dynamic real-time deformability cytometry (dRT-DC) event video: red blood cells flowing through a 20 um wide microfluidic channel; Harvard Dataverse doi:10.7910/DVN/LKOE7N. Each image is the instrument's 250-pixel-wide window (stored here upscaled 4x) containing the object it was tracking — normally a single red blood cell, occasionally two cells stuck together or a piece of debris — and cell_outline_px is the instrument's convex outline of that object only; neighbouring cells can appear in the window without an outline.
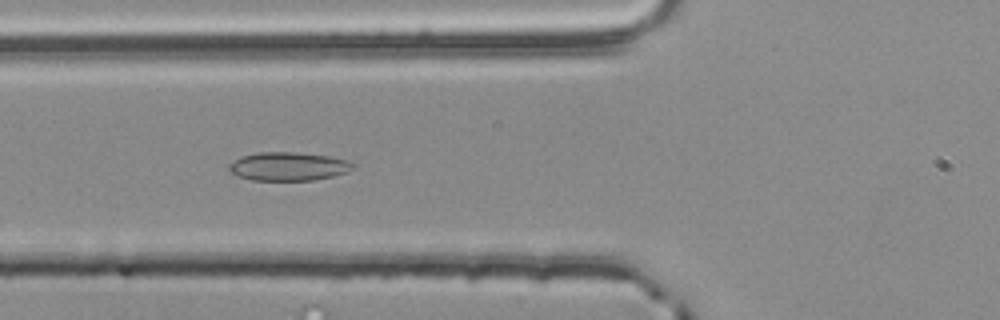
{"species": "common noctule bat (a hibernating species)", "species_latin": "Nyctalus noctula", "temperature_condition": "room temperature", "stored_images_in_passage": 55, "camera_frame_rate_fps": 3000, "um_per_image_px": 0.085, "animal": {"sex": "male", "body_mass_g": 20.4}, "frame": {"image": 1, "passage_image": 21, "time_ms": 6.667, "image_size_px": [1000, 320], "cell_outline_px": [[356, 168], [348, 172], [332, 176], [312, 180], [252, 180], [240, 176], [232, 172], [228, 168], [228, 164], [240, 156], [260, 152], [296, 152], [328, 156], [348, 160], [356, 164]], "centroid_in_image_um": [24.55, 14.13], "position_along_channel_um": 101.3, "area_um2": 20.63}}
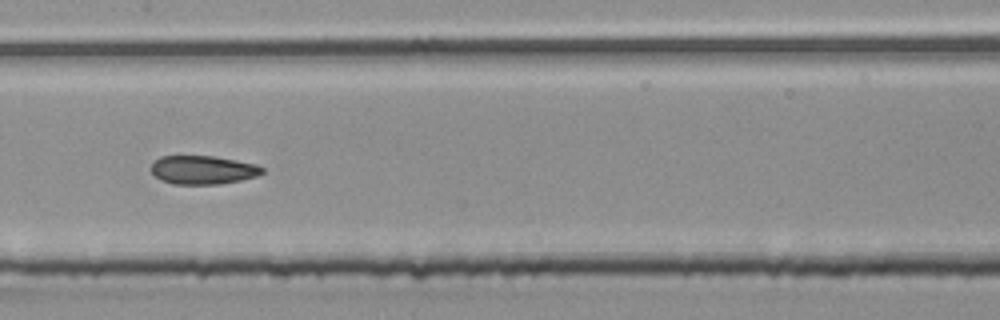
{"frame": {"image": 2, "passage_image": 28, "time_ms": 9.0, "image_size_px": [1000, 320], "cell_outline_px": [[264, 172], [256, 176], [240, 180], [220, 184], [172, 184], [160, 180], [152, 172], [152, 164], [160, 156], [216, 156], [256, 164], [264, 168]], "centroid_in_image_um": [17.26, 14.44], "position_along_channel_um": 190.1, "area_um2": 18.5}}
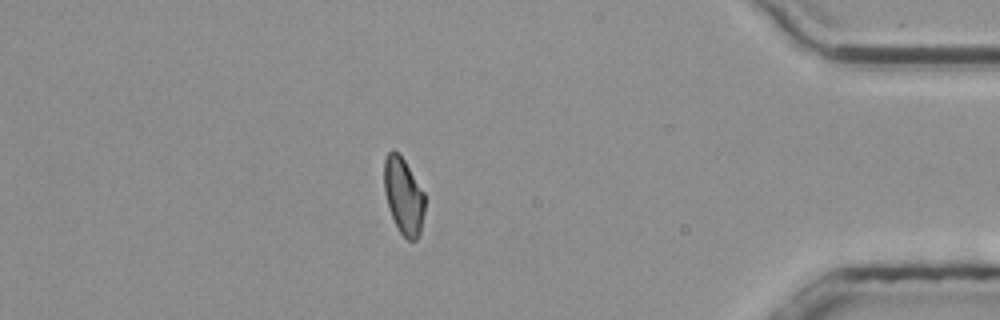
{"frame": {"image": 3, "passage_image": 48, "time_ms": 15.667, "image_size_px": [1000, 320], "cell_outline_px": [[424, 212], [420, 232], [416, 240], [408, 240], [400, 232], [392, 216], [384, 192], [384, 160], [388, 152], [392, 148], [404, 160], [424, 192]], "centroid_in_image_um": [34.29, 16.64], "position_along_channel_um": 400.9, "area_um2": 17.86}, "authors_computed_cell_mechanics": {"area_um2": 19.1896, "velocity_mm_per_s": 3.7794, "shape_relaxation_time_tau1_ms": null, "shape_relaxation_time_tau2_ms": 3.0602, "deformation_change_tau1": null, "deformation_change_tau2": 0.1}}